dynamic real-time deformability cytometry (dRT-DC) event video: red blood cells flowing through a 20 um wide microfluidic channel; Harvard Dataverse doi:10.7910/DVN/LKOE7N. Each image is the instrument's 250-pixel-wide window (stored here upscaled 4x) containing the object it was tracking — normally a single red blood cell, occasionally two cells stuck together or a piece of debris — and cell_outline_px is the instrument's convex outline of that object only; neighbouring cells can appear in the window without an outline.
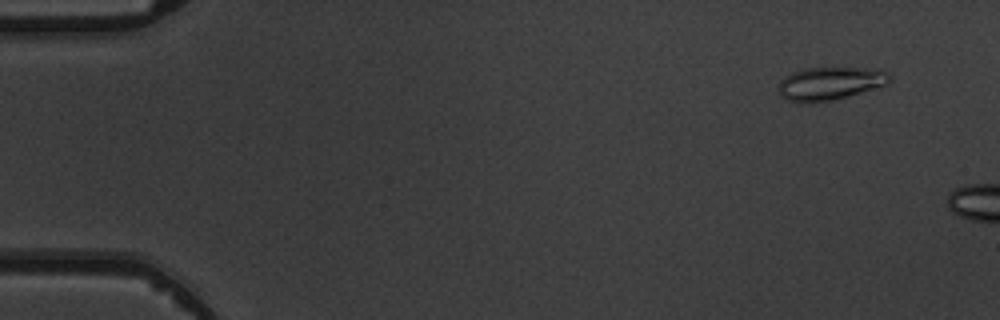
{"species": "common noctule bat (a hibernating species)", "species_latin": "Nyctalus noctula", "temperature_condition": "warm", "stored_images_in_passage": 4, "camera_frame_rate_fps": 3000, "um_per_image_px": 0.085, "animal": {"sex": "male", "body_mass_g": 19.5, "forearm_length_mm": 54.6}, "frame": {"image": 1, "passage_image": 1, "time_ms": 0.0, "image_size_px": [1000, 320], "cell_outline_px": [[892, 80], [888, 84], [832, 100], [808, 104], [788, 100], [780, 96], [780, 80], [784, 76], [792, 72], [808, 68], [864, 68], [888, 72], [892, 76]], "centroid_in_image_um": [70.54, 7.1], "position_along_channel_um": 14.5, "area_um2": 21.27}}